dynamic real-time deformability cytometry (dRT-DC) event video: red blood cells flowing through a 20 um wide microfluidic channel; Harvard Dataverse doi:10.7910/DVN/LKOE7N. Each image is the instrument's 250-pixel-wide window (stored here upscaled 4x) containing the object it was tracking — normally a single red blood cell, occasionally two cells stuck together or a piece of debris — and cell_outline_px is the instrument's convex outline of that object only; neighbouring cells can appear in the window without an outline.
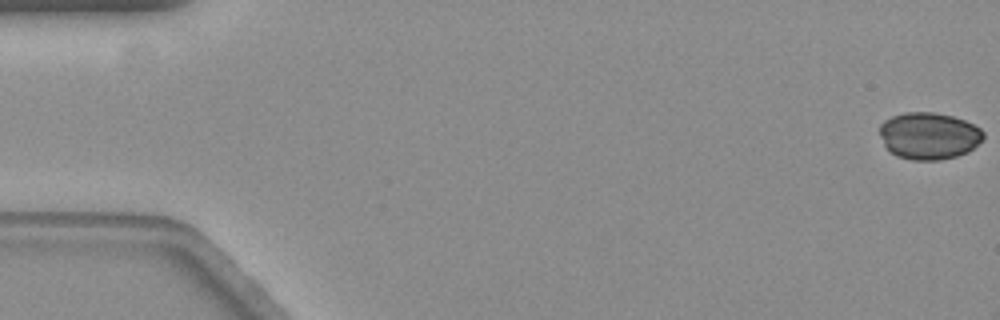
{"species": "common noctule bat (a hibernating species)", "species_latin": "Nyctalus noctula", "temperature_condition": "warm", "stored_images_in_passage": 59, "camera_frame_rate_fps": 3000, "um_per_image_px": 0.085, "animal": {"sex": "female", "body_mass_g": 19.3, "forearm_length_mm": 54.1}, "frame": {"image": 1, "passage_image": 1, "time_ms": 0.0, "image_size_px": [1000, 320], "cell_outline_px": [[984, 136], [968, 152], [956, 156], [940, 160], [912, 160], [896, 156], [888, 152], [880, 136], [880, 124], [884, 120], [892, 116], [904, 112], [932, 112], [952, 116], [964, 120], [980, 128], [984, 132]], "centroid_in_image_um": [78.91, 11.55], "position_along_channel_um": 6.1, "area_um2": 28.44}}
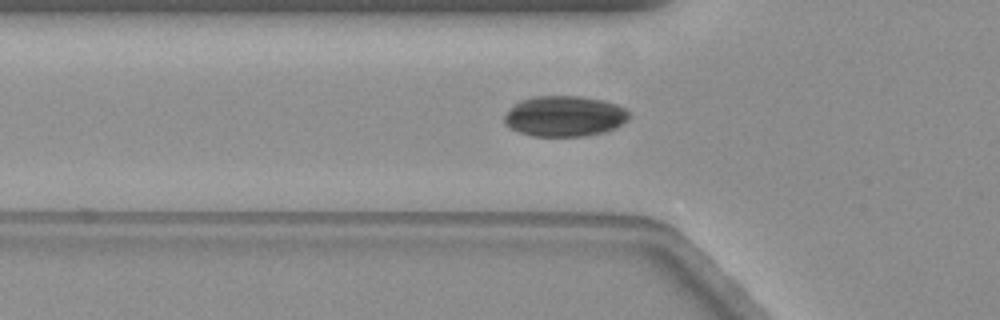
{"frame": {"image": 2, "passage_image": 20, "time_ms": 6.333, "image_size_px": [1000, 320], "cell_outline_px": [[628, 120], [616, 128], [604, 132], [584, 136], [532, 136], [520, 132], [504, 124], [504, 116], [520, 100], [532, 96], [580, 96], [604, 100], [616, 104], [624, 108], [628, 112]], "centroid_in_image_um": [48.0, 9.87], "position_along_channel_um": 77.8, "area_um2": 29.48}}
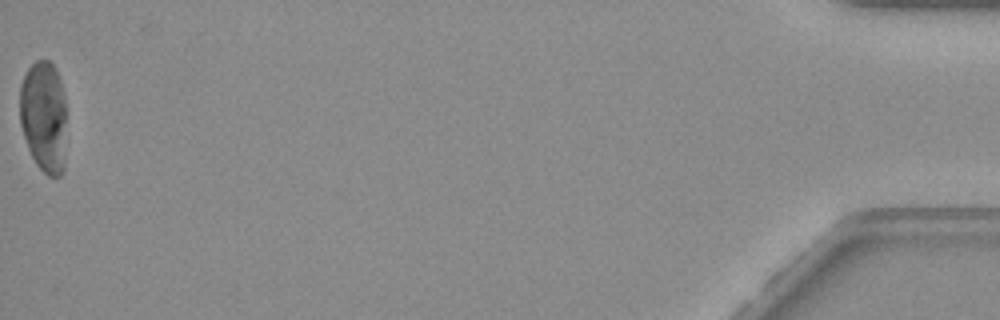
{"frame": {"image": 3, "passage_image": 59, "time_ms": 19.333, "image_size_px": [1000, 320], "cell_outline_px": [[64, 172], [60, 176], [48, 176], [36, 164], [28, 148], [20, 124], [20, 84], [28, 68], [36, 60], [52, 60], [56, 68], [60, 80], [64, 96]], "centroid_in_image_um": [3.71, 9.88], "position_along_channel_um": 431.5, "area_um2": 30.35}}